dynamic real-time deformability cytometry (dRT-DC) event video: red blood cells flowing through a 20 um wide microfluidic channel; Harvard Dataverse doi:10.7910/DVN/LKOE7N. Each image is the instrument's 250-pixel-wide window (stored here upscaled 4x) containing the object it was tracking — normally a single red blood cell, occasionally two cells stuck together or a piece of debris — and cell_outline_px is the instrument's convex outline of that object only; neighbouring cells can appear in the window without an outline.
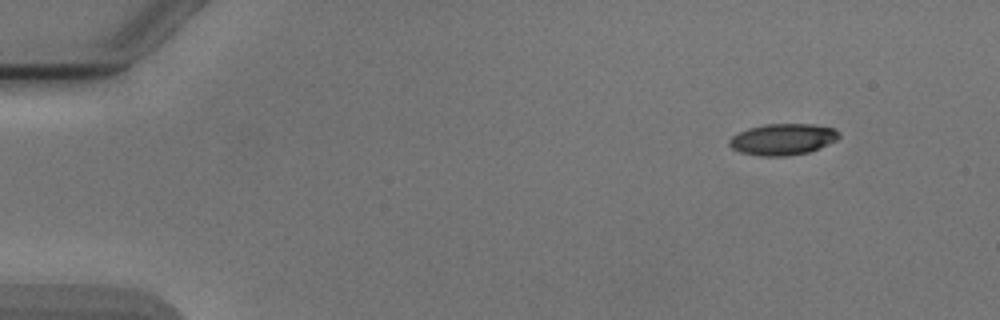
{"species": "Egyptian fruit bat (a non-hibernating species)", "species_latin": "Rousettus aegyptiacus", "temperature_condition": "cold", "stored_images_in_passage": 4, "camera_frame_rate_fps": 3000, "um_per_image_px": 0.085, "animal": {"sex": "male"}, "frame": {"image": 1, "passage_image": 1, "time_ms": 0.0, "image_size_px": [1000, 320], "cell_outline_px": [[840, 136], [836, 140], [828, 144], [808, 152], [784, 156], [760, 156], [740, 152], [732, 148], [728, 144], [728, 140], [732, 136], [748, 128], [764, 124], [812, 124], [836, 128], [840, 132]], "centroid_in_image_um": [66.54, 11.83], "position_along_channel_um": 18.5, "area_um2": 20.06}}